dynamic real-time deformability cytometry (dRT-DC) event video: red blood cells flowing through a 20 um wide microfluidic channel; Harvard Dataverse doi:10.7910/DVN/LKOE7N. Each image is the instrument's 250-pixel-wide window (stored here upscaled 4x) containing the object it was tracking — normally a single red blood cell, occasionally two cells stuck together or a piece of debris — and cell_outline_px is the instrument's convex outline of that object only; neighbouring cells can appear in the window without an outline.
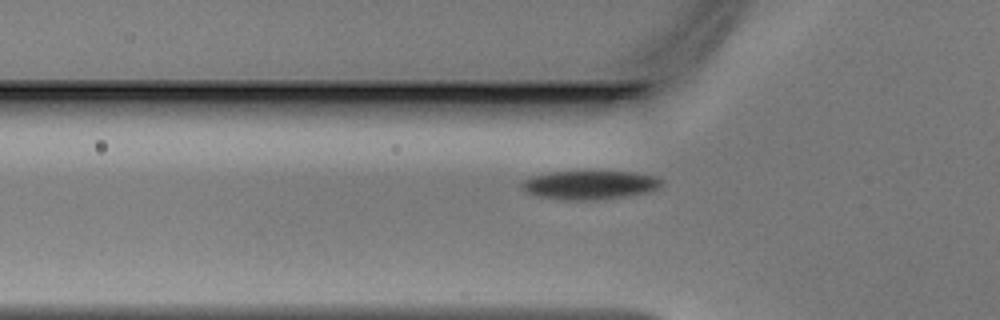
{"species": "Egyptian fruit bat (a non-hibernating species)", "species_latin": "Rousettus aegyptiacus", "temperature_condition": "warm", "stored_images_in_passage": 36, "camera_frame_rate_fps": 3000, "um_per_image_px": 0.085, "animal": {"sex": "male"}, "frame": {"image": 1, "passage_image": 6, "time_ms": 1.667, "image_size_px": [1000, 320], "cell_outline_px": [[664, 180], [656, 188], [648, 192], [624, 196], [592, 200], [568, 200], [536, 196], [520, 188], [520, 184], [524, 180], [536, 176], [552, 172], [632, 172], [656, 176]], "centroid_in_image_um": [50.13, 15.72], "position_along_channel_um": 75.7, "area_um2": 23.0}}
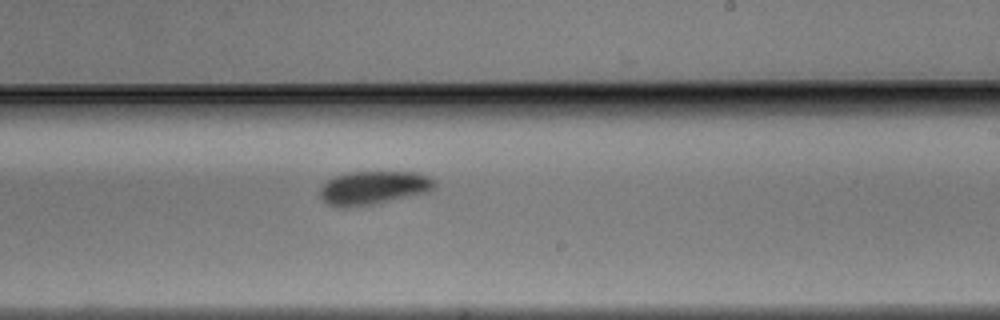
{"frame": {"image": 2, "passage_image": 19, "time_ms": 6.0, "image_size_px": [1000, 320], "cell_outline_px": [[436, 184], [428, 192], [372, 204], [344, 208], [340, 208], [328, 204], [320, 196], [320, 188], [328, 180], [336, 176], [356, 172], [416, 172], [432, 180]], "centroid_in_image_um": [31.7, 15.97], "position_along_channel_um": 257.3, "area_um2": 21.85}}
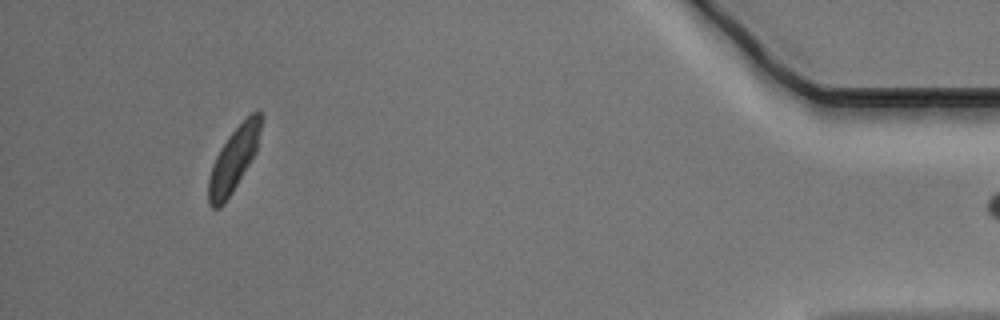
{"frame": {"image": 3, "passage_image": 35, "time_ms": 11.333, "image_size_px": [1000, 320], "cell_outline_px": [[264, 116], [256, 152], [232, 192], [224, 204], [220, 208], [212, 208], [208, 204], [208, 180], [216, 156], [220, 148], [228, 136], [256, 108]], "centroid_in_image_um": [19.89, 13.53], "position_along_channel_um": 415.3, "area_um2": 19.48}}